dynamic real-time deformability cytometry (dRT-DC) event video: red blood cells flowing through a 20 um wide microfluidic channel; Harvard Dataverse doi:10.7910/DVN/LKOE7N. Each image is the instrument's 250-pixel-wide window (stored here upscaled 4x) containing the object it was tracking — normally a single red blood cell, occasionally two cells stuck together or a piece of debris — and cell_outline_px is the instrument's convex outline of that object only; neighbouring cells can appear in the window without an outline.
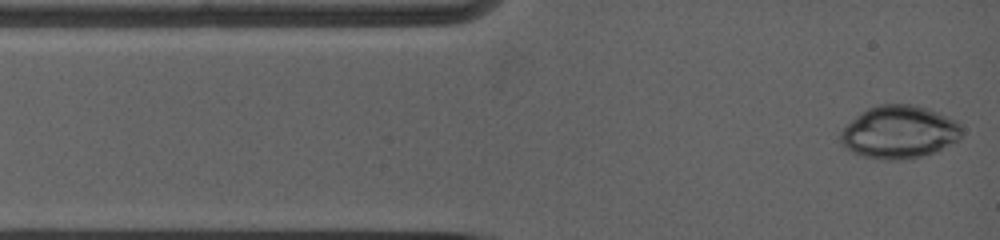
{"species": "common noctule bat (a hibernating species)", "species_latin": "Nyctalus noctula", "temperature_condition": "warm", "stored_images_in_passage": 37, "camera_frame_rate_fps": 5000, "um_per_image_px": 0.085, "animal": {"sex": "female", "body_mass_g": 19.0, "forearm_length_mm": 53.3}, "frame": {"image": 1, "passage_image": 1, "time_ms": 0.0, "image_size_px": [1000, 240], "cell_outline_px": [[960, 132], [952, 140], [932, 152], [920, 156], [904, 160], [884, 160], [864, 156], [848, 148], [844, 144], [844, 128], [848, 124], [868, 108], [884, 104], [908, 104], [932, 112], [956, 124], [960, 128]], "centroid_in_image_um": [76.34, 11.25], "position_along_channel_um": 8.7, "area_um2": 34.8}}
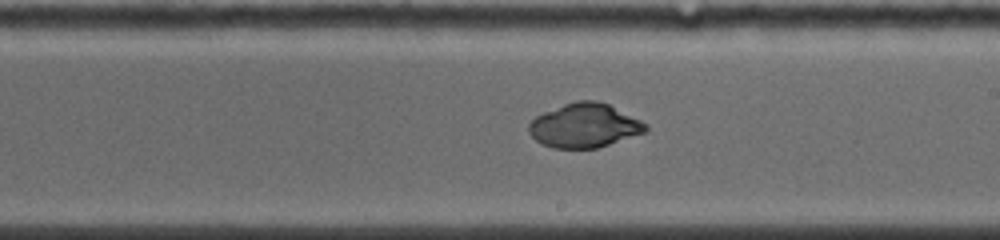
{"frame": {"image": 2, "passage_image": 20, "time_ms": 7.0, "image_size_px": [1000, 240], "cell_outline_px": [[648, 128], [644, 132], [596, 148], [552, 148], [536, 140], [532, 136], [528, 128], [528, 124], [536, 116], [544, 112], [564, 104], [576, 100], [596, 100], [608, 104], [644, 124]], "centroid_in_image_um": [49.61, 10.67], "position_along_channel_um": 239.4, "area_um2": 29.25}}
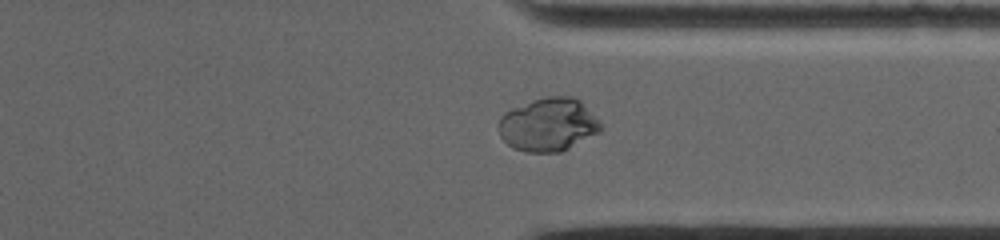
{"frame": {"image": 3, "passage_image": 33, "time_ms": 10.2, "image_size_px": [1000, 240], "cell_outline_px": [[600, 132], [560, 152], [524, 152], [512, 148], [500, 136], [500, 116], [512, 108], [532, 100], [548, 96], [572, 96], [580, 100], [600, 124]], "centroid_in_image_um": [46.58, 10.6], "position_along_channel_um": 364.8, "area_um2": 31.33}}